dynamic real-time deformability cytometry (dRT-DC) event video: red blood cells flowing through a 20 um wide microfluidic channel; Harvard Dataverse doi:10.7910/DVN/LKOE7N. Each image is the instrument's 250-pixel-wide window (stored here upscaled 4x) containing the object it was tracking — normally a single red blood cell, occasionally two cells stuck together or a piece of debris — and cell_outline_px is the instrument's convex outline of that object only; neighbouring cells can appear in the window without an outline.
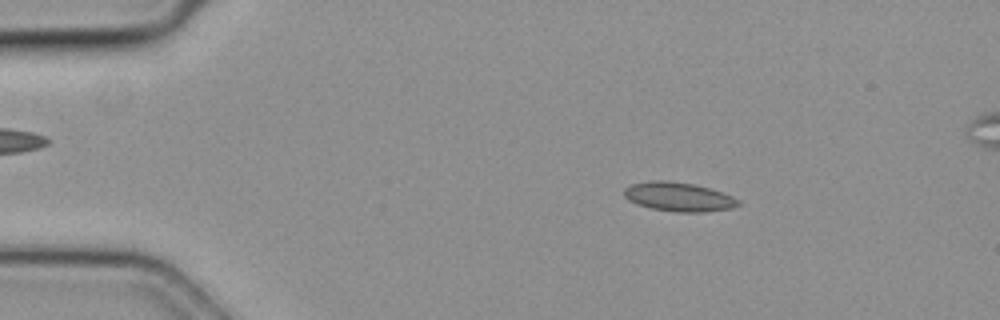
{"species": "common noctule bat (a hibernating species)", "species_latin": "Nyctalus noctula", "temperature_condition": "cold", "stored_images_in_passage": 51, "segment_of_instrument_passage": [1, 2], "camera_frame_rate_fps": 3000, "um_per_image_px": 0.085, "animal": {"sex": "female", "body_mass_g": 19.3, "forearm_length_mm": 54.1}, "frame": {"image": 1, "passage_image": 9, "time_ms": 2.667, "image_size_px": [1000, 320], "cell_outline_px": [[740, 204], [732, 208], [704, 212], [676, 212], [652, 208], [636, 204], [628, 200], [624, 196], [624, 188], [632, 184], [652, 180], [664, 180], [692, 184], [708, 188], [732, 196], [740, 200]], "centroid_in_image_um": [57.66, 16.73], "position_along_channel_um": 27.3, "area_um2": 19.19}}
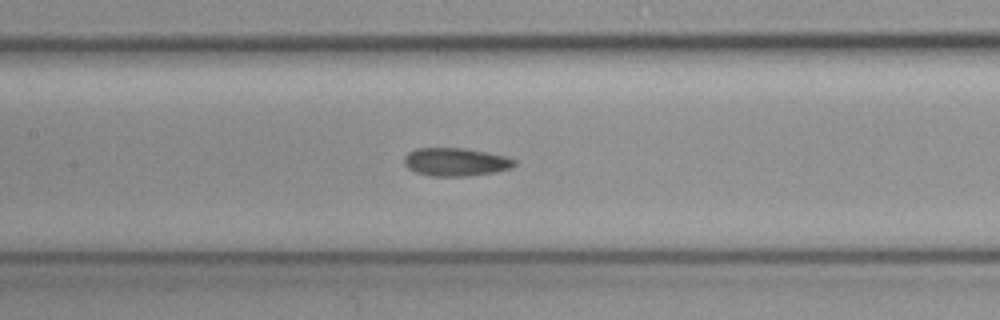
{"frame": {"image": 2, "passage_image": 24, "time_ms": 7.667, "image_size_px": [1000, 320], "cell_outline_px": [[516, 164], [512, 168], [496, 172], [468, 176], [428, 176], [416, 172], [408, 168], [404, 164], [404, 156], [408, 152], [416, 148], [464, 148], [504, 156], [516, 160]], "centroid_in_image_um": [38.71, 13.77], "position_along_channel_um": 168.7, "area_um2": 18.15}}
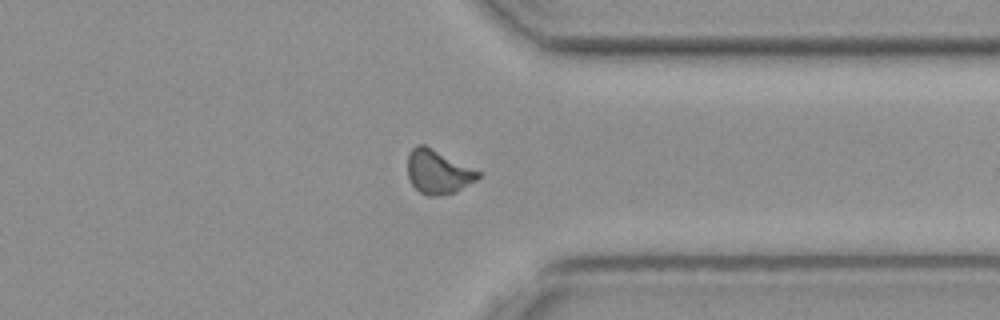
{"frame": {"image": 3, "passage_image": 39, "time_ms": 12.667, "image_size_px": [1000, 320], "cell_outline_px": [[480, 176], [476, 180], [456, 192], [440, 196], [428, 196], [420, 192], [412, 184], [408, 176], [408, 152], [416, 144], [424, 144], [480, 172]], "centroid_in_image_um": [37.2, 14.61], "position_along_channel_um": 374.2, "area_um2": 17.92}}